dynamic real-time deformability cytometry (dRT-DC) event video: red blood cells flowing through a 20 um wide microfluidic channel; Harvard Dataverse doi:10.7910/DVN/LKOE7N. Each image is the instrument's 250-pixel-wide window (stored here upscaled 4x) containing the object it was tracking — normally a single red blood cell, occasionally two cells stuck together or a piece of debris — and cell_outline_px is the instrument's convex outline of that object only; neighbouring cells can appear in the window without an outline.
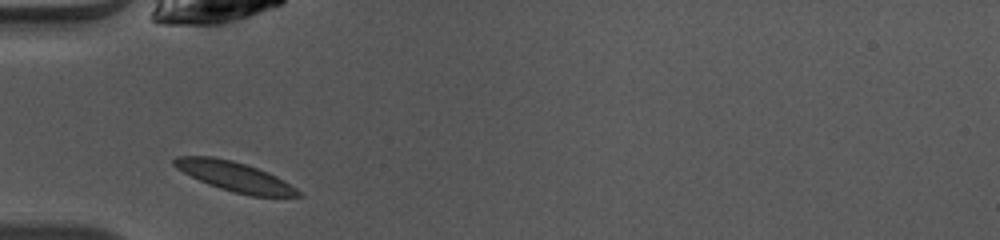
{"species": "common noctule bat (a hibernating species)", "species_latin": "Nyctalus noctula", "temperature_condition": "warm", "stored_images_in_passage": 32, "camera_frame_rate_fps": 3000, "um_per_image_px": 0.085, "animal": {"sex": "female", "body_mass_g": 10.0, "forearm_length_mm": 53.1}, "frame": {"image": 1, "passage_image": 1, "time_ms": 0.0, "image_size_px": [1000, 240], "cell_outline_px": [[304, 196], [252, 196], [232, 192], [208, 184], [176, 168], [172, 164], [172, 160], [176, 156], [212, 156], [232, 160], [268, 172], [284, 180], [296, 188]], "centroid_in_image_um": [19.94, 15.0], "position_along_channel_um": 65.1, "area_um2": 21.21}}
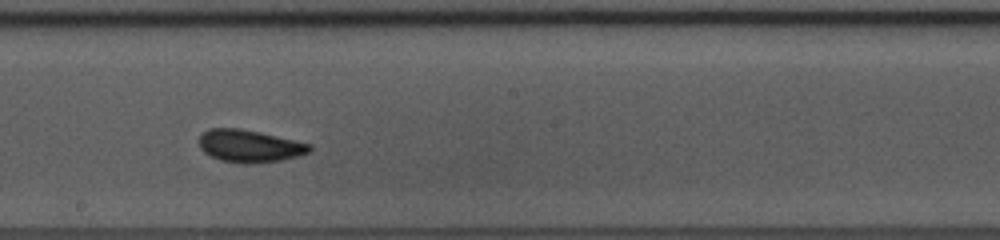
{"frame": {"image": 2, "passage_image": 13, "time_ms": 4.0, "image_size_px": [1000, 240], "cell_outline_px": [[312, 152], [280, 160], [252, 164], [240, 164], [220, 160], [204, 152], [200, 148], [200, 136], [208, 128], [240, 128], [260, 132], [312, 144]], "centroid_in_image_um": [21.23, 12.41], "position_along_channel_um": 227.0, "area_um2": 20.98}}
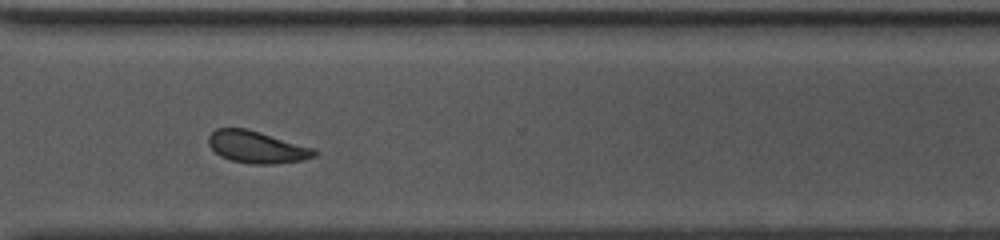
{"frame": {"image": 3, "passage_image": 22, "time_ms": 7.0, "image_size_px": [1000, 240], "cell_outline_px": [[320, 152], [316, 156], [304, 160], [272, 164], [248, 164], [232, 160], [220, 156], [208, 144], [208, 136], [216, 128], [244, 128], [260, 132], [316, 148]], "centroid_in_image_um": [21.88, 12.5], "position_along_channel_um": 348.7, "area_um2": 19.94}, "authors_computed_cell_mechanics": {"area_um2": 19.6809, "velocity_mm_per_s": 4.066, "shape_relaxation_time_tau1_ms": 1.7404, "shape_relaxation_time_tau2_ms": 1.1399, "deformation_change_tau1": 0.1006, "deformation_change_tau2": 0.0742}}